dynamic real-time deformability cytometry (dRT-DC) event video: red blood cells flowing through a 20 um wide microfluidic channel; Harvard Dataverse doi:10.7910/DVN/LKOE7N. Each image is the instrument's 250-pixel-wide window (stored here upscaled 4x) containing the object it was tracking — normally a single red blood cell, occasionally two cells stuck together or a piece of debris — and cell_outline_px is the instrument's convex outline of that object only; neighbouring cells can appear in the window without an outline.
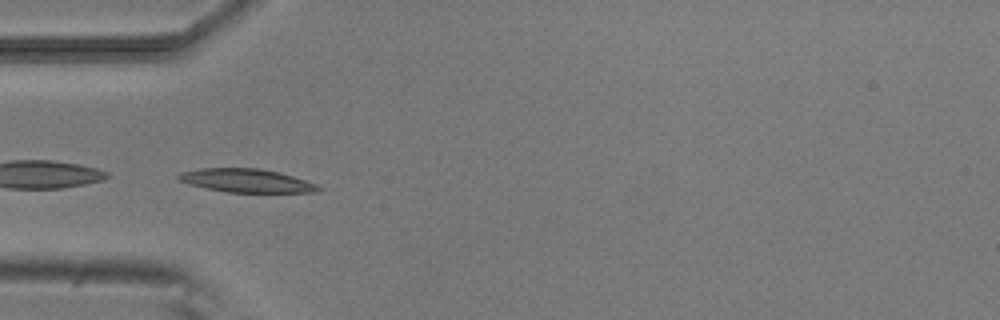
{"species": "common noctule bat (a hibernating species)", "species_latin": "Nyctalus noctula", "temperature_condition": "room temperature", "stored_images_in_passage": 51, "camera_frame_rate_fps": 3000, "um_per_image_px": 0.085, "animal": {"sex": "male", "body_mass_g": 20.5, "forearm_length_mm": 52.5}, "frame": {"image": 1, "passage_image": 15, "time_ms": 4.667, "image_size_px": [1000, 320], "cell_outline_px": [[324, 188], [320, 192], [228, 192], [204, 188], [188, 184], [180, 180], [176, 176], [180, 172], [200, 168], [260, 168], [280, 172], [316, 184]], "centroid_in_image_um": [20.95, 15.35], "position_along_channel_um": 64.1, "area_um2": 19.19}}
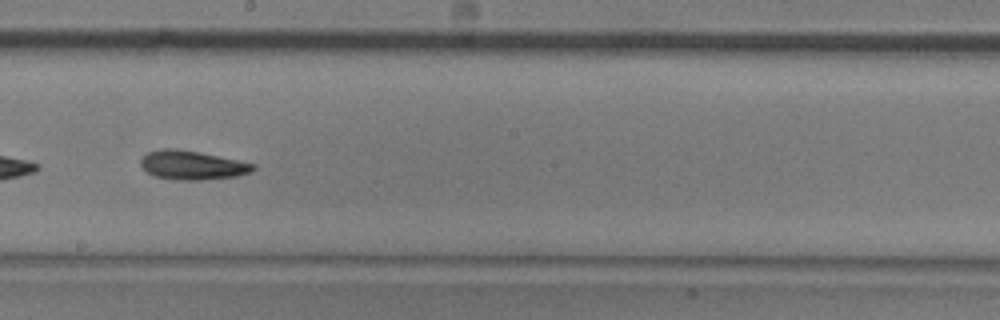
{"frame": {"image": 2, "passage_image": 28, "time_ms": 9.0, "image_size_px": [1000, 320], "cell_outline_px": [[256, 168], [252, 172], [236, 176], [200, 180], [180, 180], [156, 176], [148, 172], [140, 164], [140, 160], [148, 152], [164, 148], [176, 148], [200, 152], [256, 164]], "centroid_in_image_um": [16.37, 14.03], "position_along_channel_um": 231.8, "area_um2": 18.84}}
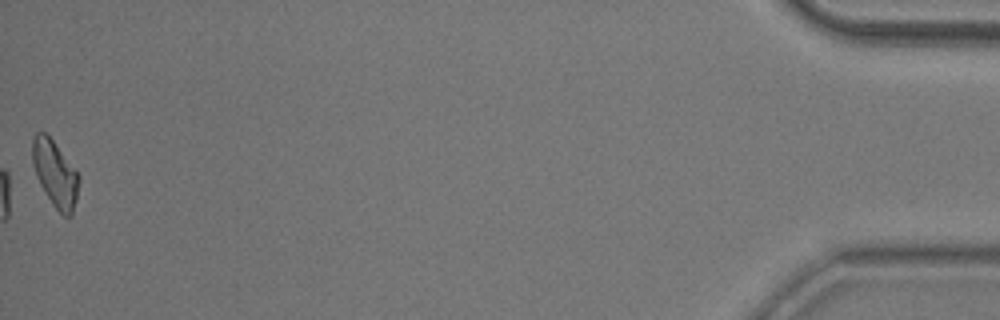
{"frame": {"image": 3, "passage_image": 51, "time_ms": 16.667, "image_size_px": [1000, 320], "cell_outline_px": [[80, 180], [76, 200], [72, 216], [64, 216], [52, 204], [40, 184], [36, 176], [32, 164], [32, 140], [36, 132], [44, 132], [52, 140], [80, 176]], "centroid_in_image_um": [4.68, 14.78], "position_along_channel_um": 430.5, "area_um2": 17.74}, "authors_computed_cell_mechanics": {"area_um2": 18.4382, "velocity_mm_per_s": 3.8749, "shape_relaxation_time_tau1_ms": 7.4648, "shape_relaxation_time_tau2_ms": 7.3199, "deformation_change_tau1": 0.1855, "deformation_change_tau2": 0.1851}}